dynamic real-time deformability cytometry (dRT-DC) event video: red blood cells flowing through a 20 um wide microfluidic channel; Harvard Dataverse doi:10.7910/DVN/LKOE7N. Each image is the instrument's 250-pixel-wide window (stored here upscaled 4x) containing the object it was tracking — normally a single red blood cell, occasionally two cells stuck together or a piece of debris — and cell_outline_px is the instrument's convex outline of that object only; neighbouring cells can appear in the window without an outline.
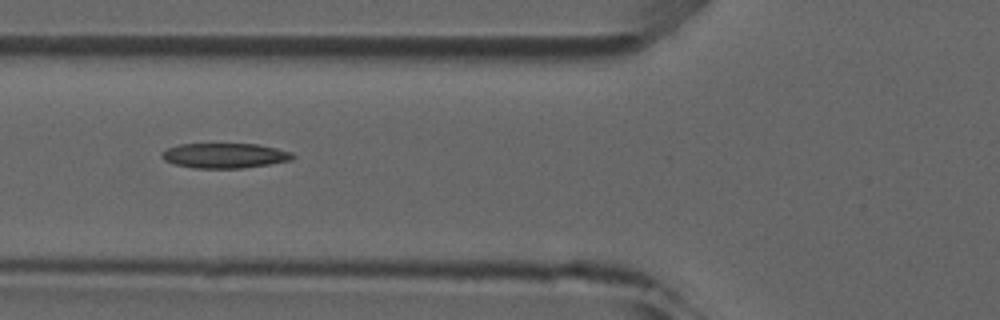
{"species": "common noctule bat (a hibernating species)", "species_latin": "Nyctalus noctula", "temperature_condition": "room temperature", "stored_images_in_passage": 8, "camera_frame_rate_fps": 3000, "um_per_image_px": 0.085, "animal": {"sex": "male", "forearm_length_mm": 52.5}, "frame": {"image": 1, "passage_image": 6, "time_ms": 5.667, "image_size_px": [1000, 320], "cell_outline_px": [[296, 156], [292, 160], [244, 168], [192, 168], [172, 164], [164, 160], [160, 156], [160, 152], [164, 148], [180, 144], [256, 144], [276, 148], [292, 152]], "centroid_in_image_um": [19.04, 13.23], "position_along_channel_um": 106.8, "area_um2": 19.31}}
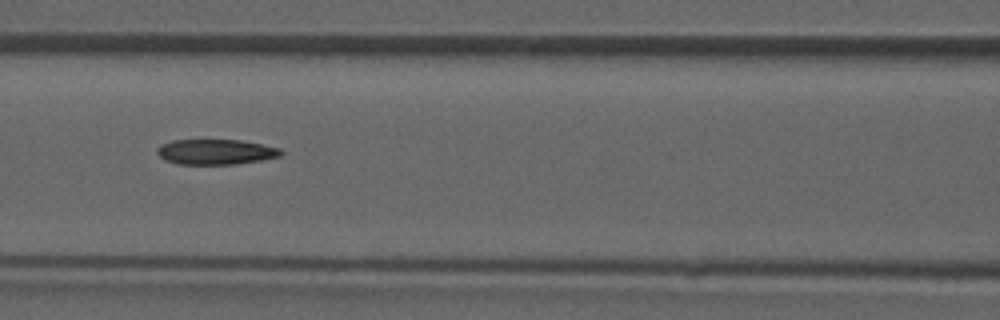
{"frame": {"image": 2, "passage_image": 7, "time_ms": 6.667, "image_size_px": [1000, 320], "cell_outline_px": [[284, 152], [280, 156], [260, 160], [236, 164], [176, 164], [164, 160], [156, 152], [156, 148], [160, 144], [172, 140], [240, 140], [280, 148]], "centroid_in_image_um": [18.29, 12.91], "position_along_channel_um": 148.3, "area_um2": 18.26}}